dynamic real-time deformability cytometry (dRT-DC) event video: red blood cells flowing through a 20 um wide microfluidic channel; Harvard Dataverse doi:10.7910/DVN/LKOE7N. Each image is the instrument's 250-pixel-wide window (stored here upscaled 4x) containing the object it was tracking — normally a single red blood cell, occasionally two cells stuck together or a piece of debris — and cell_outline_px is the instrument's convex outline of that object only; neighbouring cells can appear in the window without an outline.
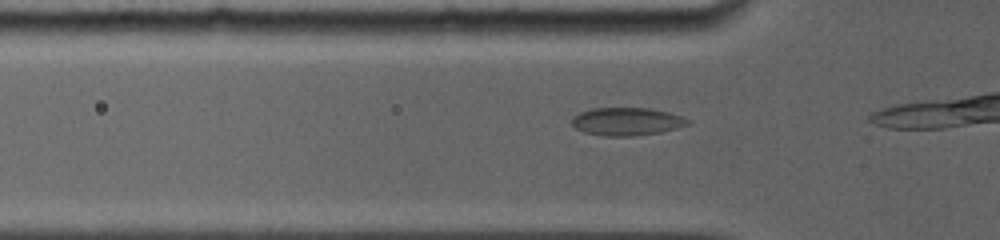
{"species": "common noctule bat (a hibernating species)", "species_latin": "Nyctalus noctula", "temperature_condition": "room temperature", "stored_images_in_passage": 14, "camera_frame_rate_fps": 5000, "um_per_image_px": 0.085, "animal": {"sex": "female", "body_mass_g": 19.0, "forearm_length_mm": 56.7}, "frame": {"image": 1, "passage_image": 6, "time_ms": 1.0, "image_size_px": [1000, 240], "cell_outline_px": [[692, 120], [688, 124], [676, 128], [660, 132], [628, 136], [608, 136], [584, 132], [576, 128], [572, 124], [572, 116], [580, 112], [592, 108], [652, 108], [684, 116]], "centroid_in_image_um": [53.29, 10.31], "position_along_channel_um": 72.5, "area_um2": 18.84}}
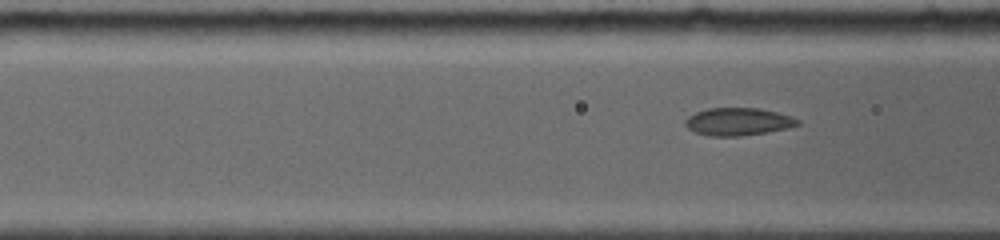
{"frame": {"image": 2, "passage_image": 10, "time_ms": 1.8, "image_size_px": [1000, 240], "cell_outline_px": [[800, 124], [788, 128], [740, 136], [712, 136], [696, 132], [688, 128], [684, 124], [684, 120], [688, 116], [696, 112], [708, 108], [760, 108], [792, 116], [800, 120]], "centroid_in_image_um": [62.74, 10.33], "position_along_channel_um": 103.9, "area_um2": 18.03}}